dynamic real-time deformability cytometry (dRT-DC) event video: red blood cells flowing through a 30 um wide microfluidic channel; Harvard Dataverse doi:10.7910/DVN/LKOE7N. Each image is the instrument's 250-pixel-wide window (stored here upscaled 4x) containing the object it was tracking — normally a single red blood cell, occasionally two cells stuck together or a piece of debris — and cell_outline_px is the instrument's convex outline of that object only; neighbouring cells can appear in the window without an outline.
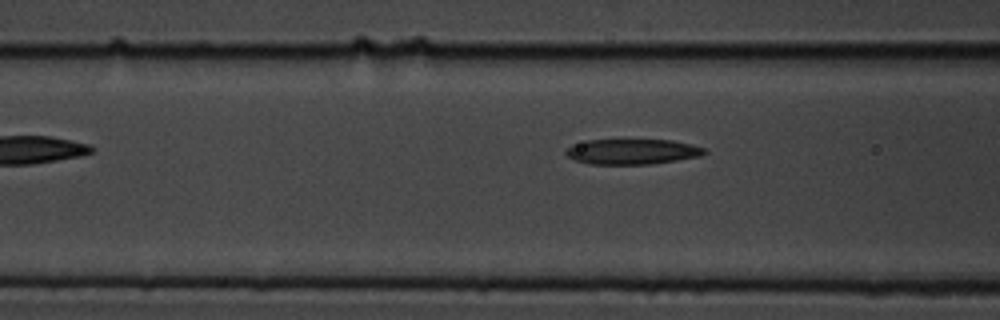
{"species": "common noctule bat (a hibernating species)", "species_latin": "Nyctalus noctula", "temperature_condition": "cold", "stored_images_in_passage": 9, "camera_frame_rate_fps": 3000, "um_per_image_px": 0.085, "animal": {"sex": "male", "body_mass_g": 19.5, "forearm_length_mm": 54.6}, "frame": {"image": 1, "passage_image": 7, "time_ms": 2.0, "image_size_px": [1000, 320], "cell_outline_px": [[708, 152], [700, 156], [676, 160], [648, 164], [588, 164], [576, 160], [568, 156], [564, 152], [572, 144], [588, 140], [672, 140], [692, 144], [704, 148]], "centroid_in_image_um": [53.74, 12.88], "position_along_channel_um": 112.9, "area_um2": 20.35}}